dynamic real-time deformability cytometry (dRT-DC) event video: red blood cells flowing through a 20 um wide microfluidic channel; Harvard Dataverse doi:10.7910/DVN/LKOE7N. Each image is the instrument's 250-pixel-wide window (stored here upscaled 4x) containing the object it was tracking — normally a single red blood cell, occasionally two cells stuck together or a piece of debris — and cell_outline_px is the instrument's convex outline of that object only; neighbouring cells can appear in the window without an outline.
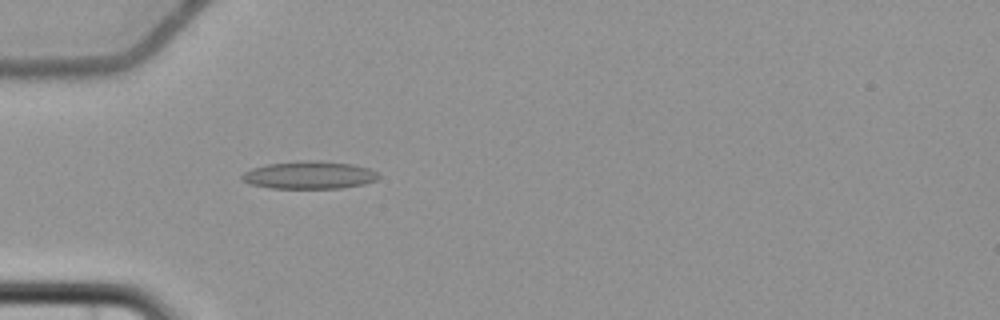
{"species": "common noctule bat (a hibernating species)", "species_latin": "Nyctalus noctula", "temperature_condition": "cold", "stored_images_in_passage": 5, "camera_frame_rate_fps": 3000, "um_per_image_px": 0.085, "animal": {"sex": "female", "body_mass_g": 22.7, "forearm_length_mm": 54.2}, "frame": {"image": 1, "passage_image": 5, "time_ms": 5.0, "image_size_px": [1000, 320], "cell_outline_px": [[380, 176], [376, 180], [364, 184], [340, 188], [272, 188], [248, 184], [240, 176], [244, 172], [252, 168], [268, 164], [304, 160], [316, 160], [352, 164], [368, 168], [376, 172]], "centroid_in_image_um": [26.28, 14.88], "position_along_channel_um": 58.7, "area_um2": 21.96}}